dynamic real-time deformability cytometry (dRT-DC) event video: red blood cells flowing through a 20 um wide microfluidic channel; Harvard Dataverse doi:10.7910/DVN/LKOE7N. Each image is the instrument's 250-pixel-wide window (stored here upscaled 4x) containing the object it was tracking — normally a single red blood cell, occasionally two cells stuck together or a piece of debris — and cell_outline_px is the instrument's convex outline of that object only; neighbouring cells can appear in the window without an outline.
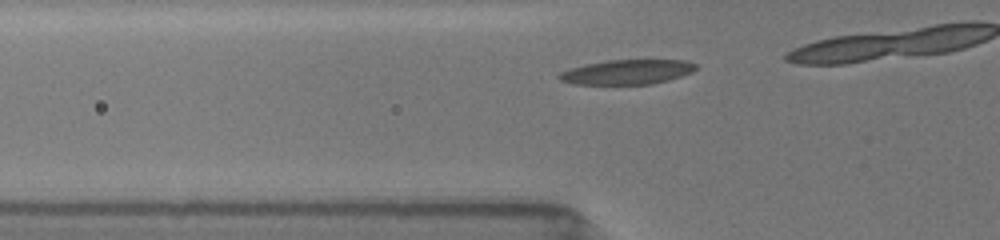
{"species": "common noctule bat (a hibernating species)", "species_latin": "Nyctalus noctula", "temperature_condition": "room temperature", "stored_images_in_passage": 6, "camera_frame_rate_fps": 3000, "um_per_image_px": 0.085, "animal": {"sex": "female", "body_mass_g": 19.5, "forearm_length_mm": 54.1}, "frame": {"image": 1, "passage_image": 3, "time_ms": 0.667, "image_size_px": [1000, 240], "cell_outline_px": [[696, 68], [692, 72], [668, 80], [652, 84], [572, 84], [560, 80], [556, 76], [560, 72], [572, 68], [588, 64], [608, 60], [684, 60], [696, 64]], "centroid_in_image_um": [53.29, 6.12], "position_along_channel_um": 72.5, "area_um2": 19.48}}